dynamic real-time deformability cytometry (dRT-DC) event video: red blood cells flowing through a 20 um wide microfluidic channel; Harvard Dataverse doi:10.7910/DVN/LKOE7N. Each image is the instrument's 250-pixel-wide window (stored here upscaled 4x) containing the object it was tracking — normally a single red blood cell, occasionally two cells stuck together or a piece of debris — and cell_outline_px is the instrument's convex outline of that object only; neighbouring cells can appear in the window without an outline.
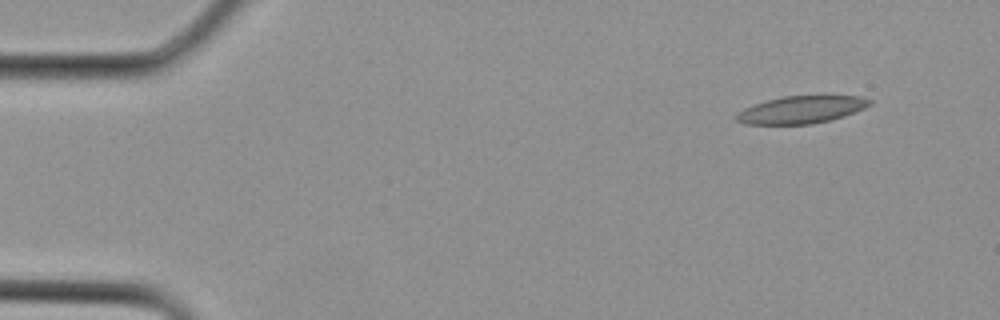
{"species": "Egyptian fruit bat (a non-hibernating species)", "species_latin": "Rousettus aegyptiacus", "temperature_condition": "cold", "stored_images_in_passage": 3, "camera_frame_rate_fps": 3000, "um_per_image_px": 0.085, "animal": {"sex": "female"}, "frame": {"image": 1, "passage_image": 1, "time_ms": 0.0, "image_size_px": [1000, 320], "cell_outline_px": [[872, 104], [864, 108], [844, 116], [812, 124], [744, 124], [736, 120], [732, 116], [736, 112], [744, 108], [768, 100], [784, 96], [860, 96], [872, 100]], "centroid_in_image_um": [68.08, 9.33], "position_along_channel_um": 16.9, "area_um2": 21.21}}